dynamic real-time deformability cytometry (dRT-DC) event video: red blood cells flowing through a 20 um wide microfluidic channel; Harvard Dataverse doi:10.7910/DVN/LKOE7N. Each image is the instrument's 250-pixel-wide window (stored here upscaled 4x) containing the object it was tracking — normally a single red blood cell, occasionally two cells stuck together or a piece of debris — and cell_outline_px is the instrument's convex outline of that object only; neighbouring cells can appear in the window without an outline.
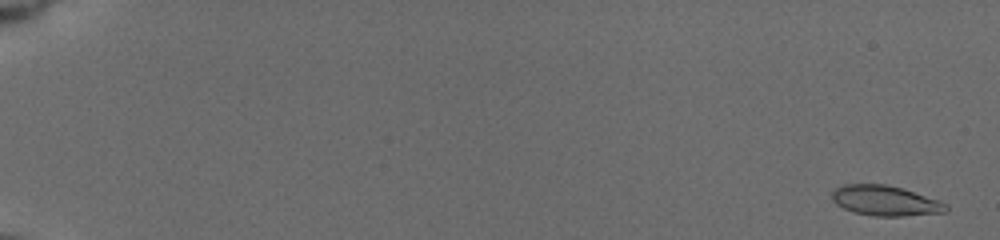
{"species": "common noctule bat (a hibernating species)", "species_latin": "Nyctalus noctula", "temperature_condition": "cold", "stored_images_in_passage": 57, "camera_frame_rate_fps": 3000, "um_per_image_px": 0.085, "animal": {"sex": "female", "body_mass_g": 19.5, "forearm_length_mm": 54.1}, "frame": {"image": 1, "passage_image": 2, "time_ms": 0.333, "image_size_px": [1000, 240], "cell_outline_px": [[948, 208], [944, 212], [904, 216], [872, 216], [852, 212], [836, 204], [832, 200], [832, 192], [836, 188], [844, 184], [884, 184], [900, 188], [940, 200], [948, 204]], "centroid_in_image_um": [75.23, 17.06], "position_along_channel_um": 9.8, "area_um2": 20.0}}
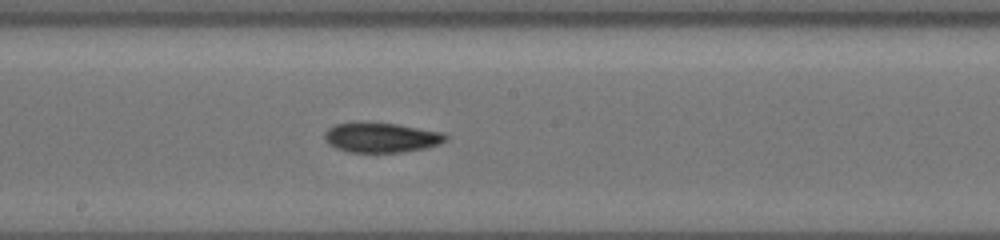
{"frame": {"image": 2, "passage_image": 34, "time_ms": 11.0, "image_size_px": [1000, 240], "cell_outline_px": [[448, 140], [428, 148], [400, 152], [348, 152], [336, 148], [328, 144], [324, 140], [324, 132], [328, 128], [336, 124], [396, 124], [444, 132], [448, 136]], "centroid_in_image_um": [32.44, 11.72], "position_along_channel_um": 215.8, "area_um2": 20.75}}
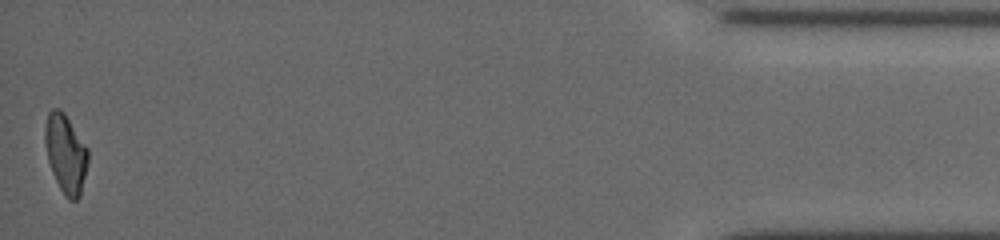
{"frame": {"image": 3, "passage_image": 57, "time_ms": 18.667, "image_size_px": [1000, 240], "cell_outline_px": [[88, 160], [80, 196], [76, 200], [68, 200], [64, 196], [52, 172], [48, 160], [44, 140], [44, 128], [48, 112], [52, 108], [60, 108], [64, 112], [88, 148]], "centroid_in_image_um": [5.57, 13.04], "position_along_channel_um": 429.6, "area_um2": 19.77}, "authors_computed_cell_mechanics": {"area_um2": 20.23, "velocity_mm_per_s": 3.7637, "shape_relaxation_time_tau1_ms": 9.4442, "shape_relaxation_time_tau2_ms": 6.2464, "deformation_change_tau1": 0.1996, "deformation_change_tau2": 0.133}}